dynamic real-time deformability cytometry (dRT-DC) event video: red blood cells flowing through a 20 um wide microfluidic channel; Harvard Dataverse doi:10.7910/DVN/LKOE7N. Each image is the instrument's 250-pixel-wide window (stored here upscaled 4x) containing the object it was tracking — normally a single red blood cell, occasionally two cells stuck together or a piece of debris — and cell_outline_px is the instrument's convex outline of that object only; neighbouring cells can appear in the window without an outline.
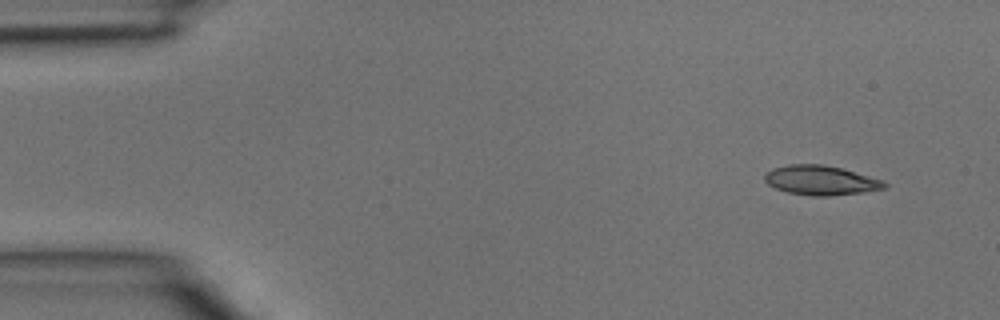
{"species": "common noctule bat (a hibernating species)", "species_latin": "Nyctalus noctula", "temperature_condition": "room temperature", "stored_images_in_passage": 4, "camera_frame_rate_fps": 3000, "um_per_image_px": 0.085, "animal": {"sex": "male", "body_mass_g": 15.6}, "frame": {"image": 1, "passage_image": 1, "time_ms": 0.0, "image_size_px": [1000, 320], "cell_outline_px": [[888, 184], [884, 188], [864, 192], [832, 196], [812, 196], [788, 192], [776, 188], [768, 184], [764, 180], [764, 176], [772, 168], [788, 164], [824, 164], [840, 168], [884, 180]], "centroid_in_image_um": [69.77, 15.32], "position_along_channel_um": 15.2, "area_um2": 20.58}}